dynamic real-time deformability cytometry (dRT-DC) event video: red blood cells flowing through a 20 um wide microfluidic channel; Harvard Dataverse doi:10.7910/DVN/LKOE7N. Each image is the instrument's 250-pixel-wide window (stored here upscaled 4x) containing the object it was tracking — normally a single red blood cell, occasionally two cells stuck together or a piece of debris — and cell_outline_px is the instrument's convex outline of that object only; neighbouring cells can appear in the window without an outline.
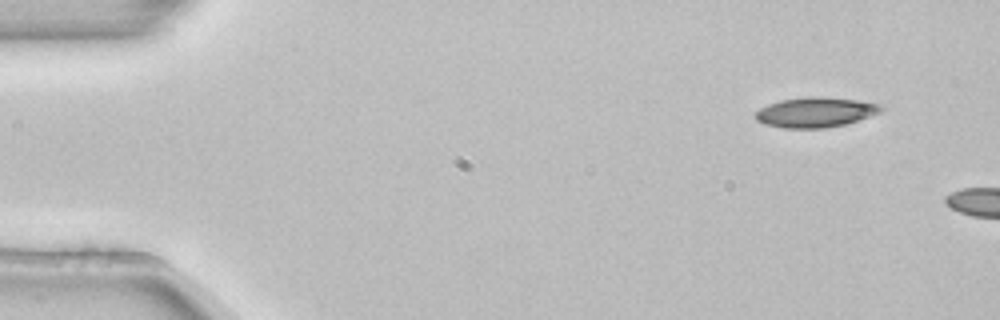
{"species": "common noctule bat (a hibernating species)", "species_latin": "Nyctalus noctula", "temperature_condition": "room temperature", "stored_images_in_passage": 2, "camera_frame_rate_fps": 3000, "um_per_image_px": 0.085, "animal": {"sex": "female", "body_mass_g": 22.7, "forearm_length_mm": 54.2}, "frame": {"image": 1, "passage_image": 1, "time_ms": 0.0, "image_size_px": [1000, 320], "cell_outline_px": [[888, 108], [880, 112], [844, 124], [824, 128], [784, 128], [764, 124], [756, 120], [756, 112], [760, 108], [768, 104], [780, 100], [808, 96], [820, 96], [856, 100], [884, 104]], "centroid_in_image_um": [69.34, 9.53], "position_along_channel_um": 15.7, "area_um2": 22.02}}